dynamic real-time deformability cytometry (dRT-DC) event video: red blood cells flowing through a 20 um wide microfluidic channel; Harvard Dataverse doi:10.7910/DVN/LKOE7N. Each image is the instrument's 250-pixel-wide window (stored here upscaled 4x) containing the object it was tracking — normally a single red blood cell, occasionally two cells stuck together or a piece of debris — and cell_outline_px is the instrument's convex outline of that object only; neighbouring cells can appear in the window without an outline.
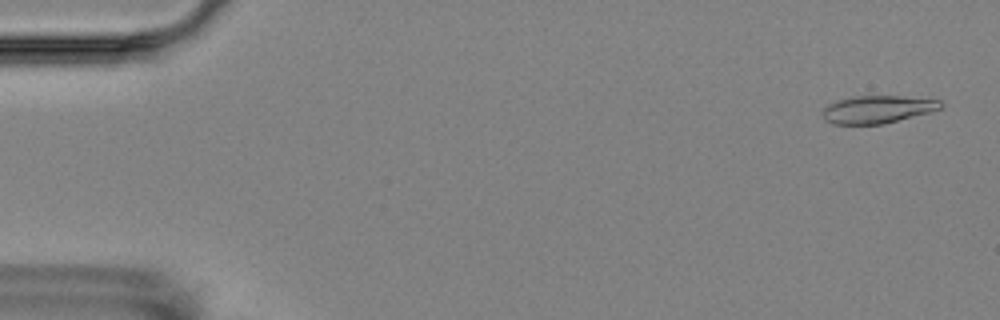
{"species": "Egyptian fruit bat (a non-hibernating species)", "species_latin": "Rousettus aegyptiacus", "temperature_condition": "room temperature", "stored_images_in_passage": 6, "camera_frame_rate_fps": 3000, "um_per_image_px": 0.085, "animal": {"sex": "female"}, "frame": {"image": 1, "passage_image": 1, "time_ms": 0.0, "image_size_px": [1000, 320], "cell_outline_px": [[944, 104], [940, 108], [928, 112], [880, 124], [832, 124], [824, 120], [824, 108], [828, 104], [840, 100], [856, 96], [900, 96], [940, 100]], "centroid_in_image_um": [74.56, 9.29], "position_along_channel_um": 10.4, "area_um2": 18.55}}